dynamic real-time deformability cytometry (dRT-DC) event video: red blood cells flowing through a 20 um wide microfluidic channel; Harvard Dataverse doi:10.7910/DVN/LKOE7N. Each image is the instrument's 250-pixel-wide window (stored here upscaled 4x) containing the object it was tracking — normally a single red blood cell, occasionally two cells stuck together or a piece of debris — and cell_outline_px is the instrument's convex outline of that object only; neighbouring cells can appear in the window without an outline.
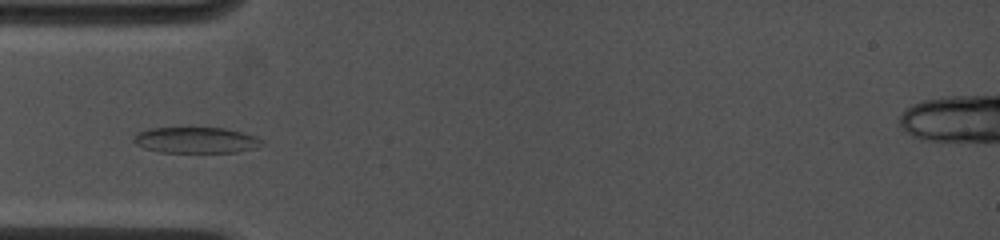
{"species": "common noctule bat (a hibernating species)", "species_latin": "Nyctalus noctula", "temperature_condition": "cold", "stored_images_in_passage": 31, "camera_frame_rate_fps": 4500, "um_per_image_px": 0.085, "animal": {"sex": "female", "body_mass_g": 19.0, "forearm_length_mm": 53.3}, "frame": {"image": 1, "passage_image": 6, "time_ms": 2.667, "image_size_px": [1000, 240], "cell_outline_px": [[264, 144], [256, 148], [236, 152], [160, 152], [144, 148], [136, 144], [132, 140], [136, 132], [148, 128], [224, 128], [256, 136], [264, 140]], "centroid_in_image_um": [16.65, 11.91], "position_along_channel_um": 68.4, "area_um2": 19.48}}
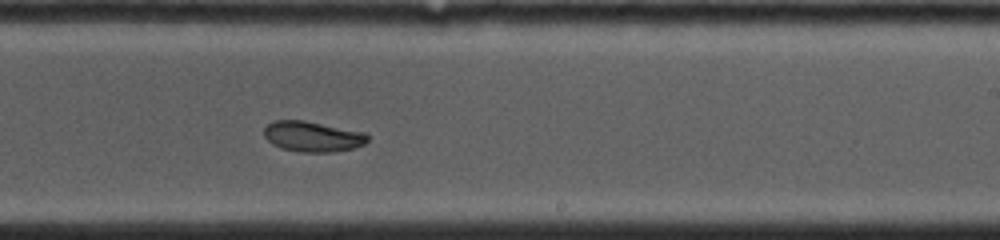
{"frame": {"image": 2, "passage_image": 18, "time_ms": 7.556, "image_size_px": [1000, 240], "cell_outline_px": [[368, 140], [364, 144], [352, 148], [332, 152], [300, 152], [280, 148], [272, 144], [264, 136], [264, 128], [272, 120], [304, 120], [368, 132]], "centroid_in_image_um": [26.57, 11.59], "position_along_channel_um": 262.4, "area_um2": 18.61}}
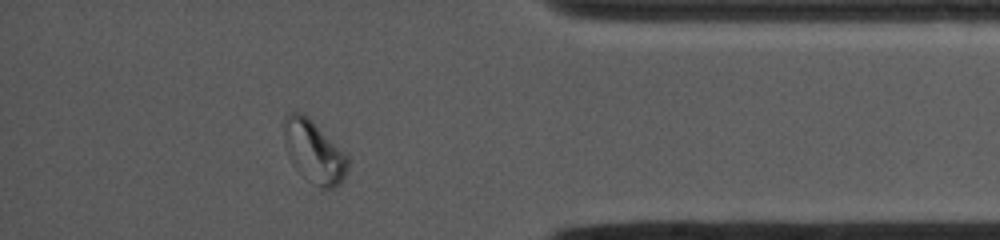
{"frame": {"image": 3, "passage_image": 28, "time_ms": 11.556, "image_size_px": [1000, 240], "cell_outline_px": [[348, 168], [344, 180], [336, 188], [320, 188], [296, 168], [292, 164], [284, 144], [284, 116], [288, 112], [300, 112], [308, 116], [348, 156]], "centroid_in_image_um": [26.69, 12.88], "position_along_channel_um": 408.5, "area_um2": 23.06}, "authors_computed_cell_mechanics": {"area_um2": 19.4786, "velocity_mm_per_s": 3.9703, "shape_relaxation_time_tau1_ms": 4.5699, "shape_relaxation_time_tau2_ms": 6.5011, "deformation_change_tau1": 0.1514, "deformation_change_tau2": 0.0952}}